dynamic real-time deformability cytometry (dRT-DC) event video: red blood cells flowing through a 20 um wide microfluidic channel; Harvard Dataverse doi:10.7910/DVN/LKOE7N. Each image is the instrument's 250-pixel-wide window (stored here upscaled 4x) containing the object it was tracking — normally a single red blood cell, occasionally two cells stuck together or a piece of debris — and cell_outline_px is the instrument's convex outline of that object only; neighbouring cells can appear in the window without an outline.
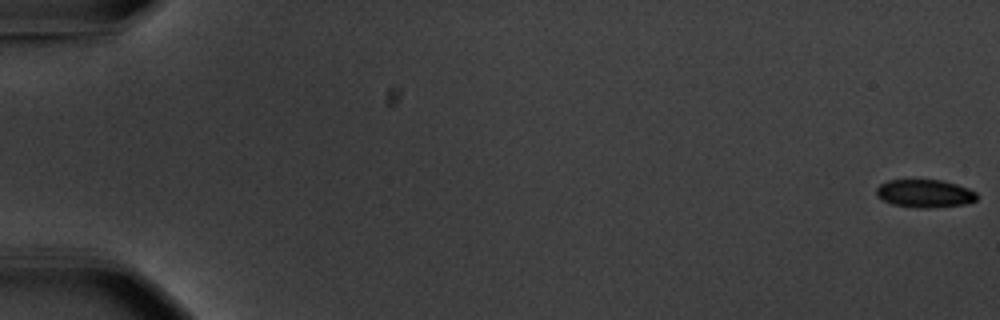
{"species": "common noctule bat (a hibernating species)", "species_latin": "Nyctalus noctula", "temperature_condition": "warm", "stored_images_in_passage": 57, "camera_frame_rate_fps": 3000, "um_per_image_px": 0.085, "animal": {"sex": "male", "body_mass_g": 20.1, "forearm_length_mm": 53.5}, "frame": {"image": 1, "passage_image": 1, "time_ms": 0.0, "image_size_px": [1000, 320], "cell_outline_px": [[976, 200], [964, 204], [932, 208], [916, 208], [892, 204], [876, 196], [876, 188], [880, 184], [888, 180], [940, 180], [956, 184], [968, 188], [976, 192]], "centroid_in_image_um": [78.58, 16.45], "position_along_channel_um": 6.4, "area_um2": 16.36}}
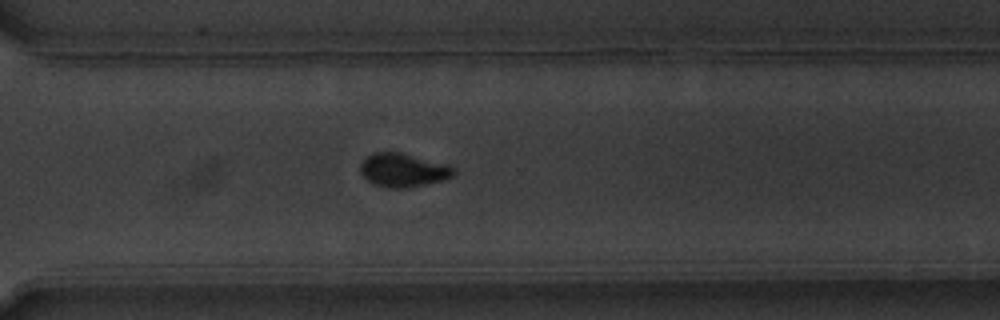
{"frame": {"image": 2, "passage_image": 42, "time_ms": 13.667, "image_size_px": [1000, 320], "cell_outline_px": [[456, 172], [452, 176], [444, 180], [408, 188], [384, 188], [372, 184], [360, 172], [360, 164], [372, 152], [400, 152], [448, 164], [456, 168]], "centroid_in_image_um": [34.28, 14.47], "position_along_channel_um": 336.3, "area_um2": 18.5}}
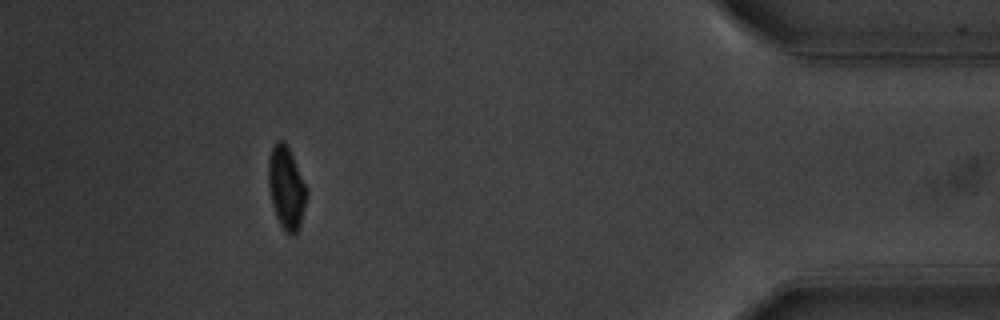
{"frame": {"image": 3, "passage_image": 52, "time_ms": 17.0, "image_size_px": [1000, 320], "cell_outline_px": [[308, 196], [300, 228], [292, 236], [284, 232], [276, 216], [272, 204], [268, 184], [268, 156], [276, 140], [284, 140], [292, 156], [308, 192]], "centroid_in_image_um": [24.33, 16.0], "position_along_channel_um": 410.9, "area_um2": 18.5}, "authors_computed_cell_mechanics": {"area_um2": 18.0914, "velocity_mm_per_s": 3.6854, "shape_relaxation_time_tau1_ms": 3.4308, "shape_relaxation_time_tau2_ms": null, "deformation_change_tau1": 0.1067, "deformation_change_tau2": null}}